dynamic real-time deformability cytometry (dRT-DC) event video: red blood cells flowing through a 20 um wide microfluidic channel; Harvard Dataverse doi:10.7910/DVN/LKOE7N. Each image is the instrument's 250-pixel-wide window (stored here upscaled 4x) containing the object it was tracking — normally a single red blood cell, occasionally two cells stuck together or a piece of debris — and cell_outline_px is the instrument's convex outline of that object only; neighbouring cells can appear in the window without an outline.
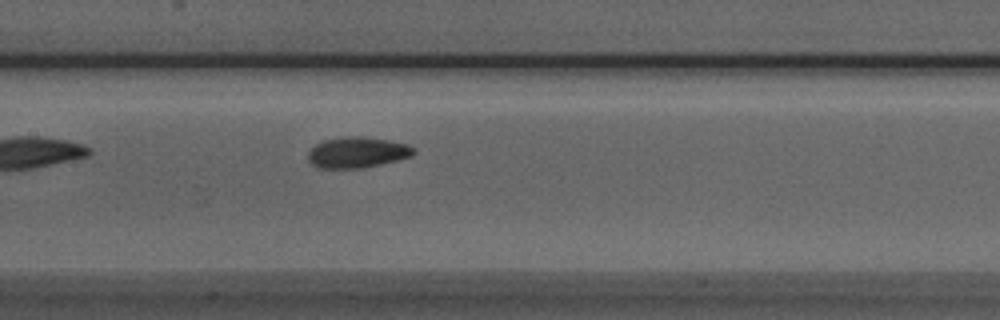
{"species": "Egyptian fruit bat (a non-hibernating species)", "species_latin": "Rousettus aegyptiacus", "temperature_condition": "room temperature", "stored_images_in_passage": 21, "camera_frame_rate_fps": 3000, "um_per_image_px": 0.085, "animal": {"sex": "male"}, "frame": {"image": 1, "passage_image": 10, "time_ms": 3.0, "image_size_px": [1000, 320], "cell_outline_px": [[416, 152], [412, 156], [364, 168], [316, 168], [308, 160], [308, 152], [316, 144], [324, 140], [340, 136], [364, 136], [388, 140], [408, 144]], "centroid_in_image_um": [30.34, 12.95], "position_along_channel_um": 177.1, "area_um2": 19.07}}